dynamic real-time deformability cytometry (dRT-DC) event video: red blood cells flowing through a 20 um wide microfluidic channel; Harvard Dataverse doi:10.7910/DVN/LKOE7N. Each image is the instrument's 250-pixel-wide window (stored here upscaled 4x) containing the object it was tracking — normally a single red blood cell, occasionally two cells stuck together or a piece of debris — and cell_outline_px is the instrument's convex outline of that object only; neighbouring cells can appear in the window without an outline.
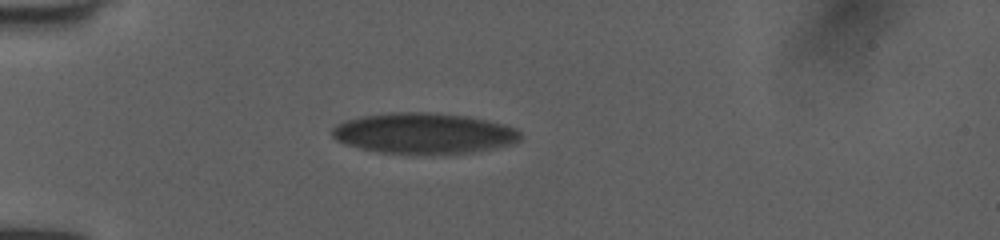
{"species": "human", "species_latin": "Homo sapiens", "temperature_condition": "room temperature", "stored_images_in_passage": 27, "camera_frame_rate_fps": 3000, "um_per_image_px": 0.085, "donor": {"sex": "female"}, "frame": {"image": 1, "passage_image": 4, "time_ms": 1.0, "image_size_px": [1000, 240], "cell_outline_px": [[520, 140], [512, 144], [496, 148], [448, 156], [432, 156], [376, 152], [348, 144], [336, 140], [332, 136], [332, 128], [348, 120], [364, 116], [388, 112], [428, 112], [464, 116], [488, 120], [504, 124], [516, 128], [520, 132]], "centroid_in_image_um": [36.09, 11.37], "position_along_channel_um": 48.9, "area_um2": 45.37}}
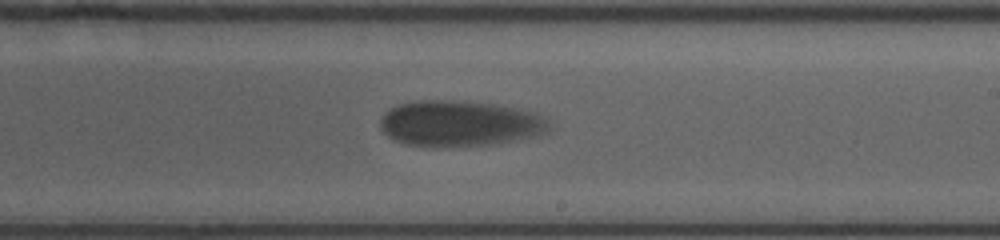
{"frame": {"image": 2, "passage_image": 15, "time_ms": 4.667, "image_size_px": [1000, 240], "cell_outline_px": [[548, 132], [516, 140], [488, 144], [408, 144], [396, 140], [388, 136], [380, 128], [380, 120], [392, 108], [400, 104], [420, 100], [440, 100], [492, 104], [532, 112], [540, 116], [548, 124]], "centroid_in_image_um": [39.05, 10.47], "position_along_channel_um": 250.0, "area_um2": 43.06}}
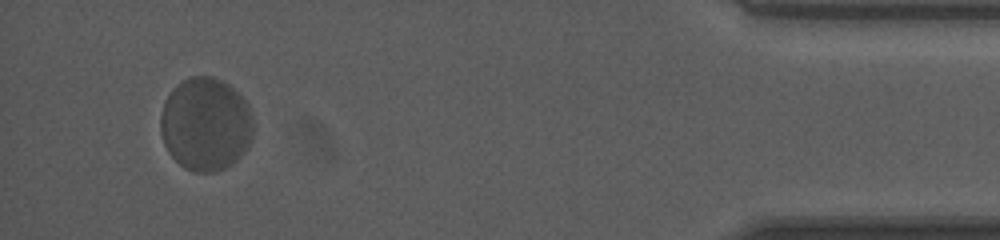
{"frame": {"image": 3, "passage_image": 26, "time_ms": 8.333, "image_size_px": [1000, 240], "cell_outline_px": [[252, 140], [244, 152], [232, 164], [224, 168], [212, 172], [196, 172], [184, 168], [168, 152], [164, 144], [160, 132], [160, 116], [164, 104], [172, 88], [176, 84], [192, 76], [212, 76], [224, 80], [248, 104], [252, 112]], "centroid_in_image_um": [17.47, 10.55], "position_along_channel_um": 417.7, "area_um2": 50.58}}